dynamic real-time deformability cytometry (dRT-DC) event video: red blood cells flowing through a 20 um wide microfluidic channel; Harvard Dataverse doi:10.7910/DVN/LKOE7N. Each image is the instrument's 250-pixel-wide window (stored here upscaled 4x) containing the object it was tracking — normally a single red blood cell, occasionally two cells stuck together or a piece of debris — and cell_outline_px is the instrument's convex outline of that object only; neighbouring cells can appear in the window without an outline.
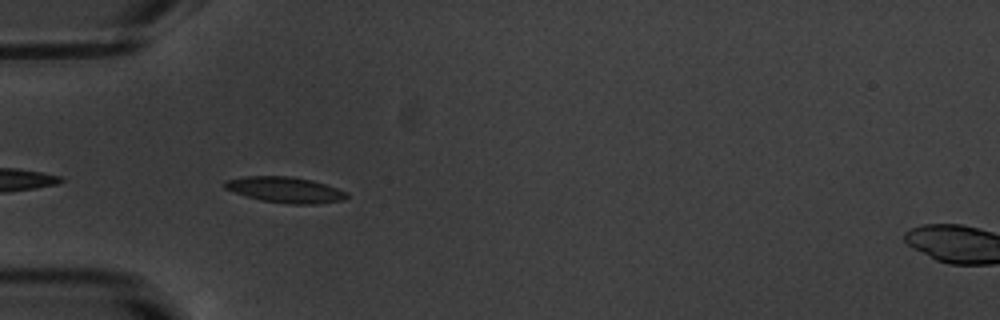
{"species": "common noctule bat (a hibernating species)", "species_latin": "Nyctalus noctula", "temperature_condition": "warm", "stored_images_in_passage": 11, "camera_frame_rate_fps": 3000, "um_per_image_px": 0.085, "animal": {"sex": "male", "body_mass_g": 20.1, "forearm_length_mm": 53.5}, "frame": {"image": 1, "passage_image": 2, "time_ms": 0.333, "image_size_px": [1000, 320], "cell_outline_px": [[348, 196], [344, 200], [316, 204], [288, 204], [260, 200], [224, 188], [224, 180], [244, 176], [292, 176], [312, 180], [348, 192]], "centroid_in_image_um": [24.25, 16.13], "position_along_channel_um": 60.8, "area_um2": 18.32}}